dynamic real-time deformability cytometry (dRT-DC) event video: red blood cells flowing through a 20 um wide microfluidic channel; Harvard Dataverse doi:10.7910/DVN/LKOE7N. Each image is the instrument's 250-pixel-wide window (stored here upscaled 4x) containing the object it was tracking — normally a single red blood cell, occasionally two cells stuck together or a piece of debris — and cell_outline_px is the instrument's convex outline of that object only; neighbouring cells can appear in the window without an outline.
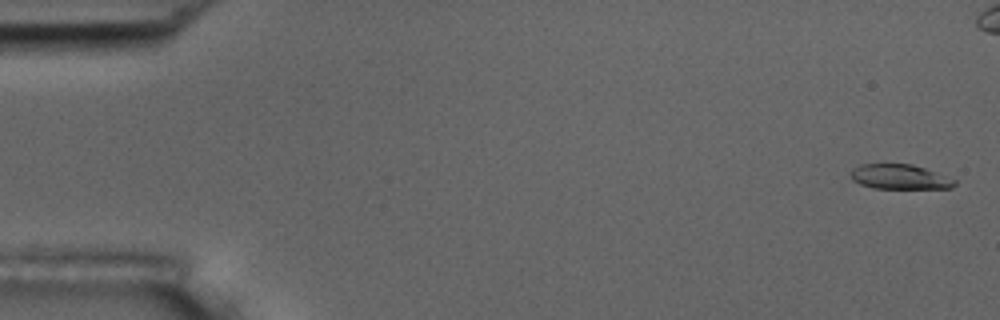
{"species": "common noctule bat (a hibernating species)", "species_latin": "Nyctalus noctula", "temperature_condition": "room temperature", "stored_images_in_passage": 5, "camera_frame_rate_fps": 3000, "um_per_image_px": 0.085, "animal": {"sex": "male", "body_mass_g": 17.5, "forearm_length_mm": 52.3}, "frame": {"image": 1, "passage_image": 1, "time_ms": 0.0, "image_size_px": [1000, 320], "cell_outline_px": [[956, 184], [952, 188], [876, 188], [860, 184], [852, 180], [848, 172], [852, 168], [860, 164], [912, 164], [924, 168], [956, 180]], "centroid_in_image_um": [76.42, 15.02], "position_along_channel_um": 8.6, "area_um2": 14.97}}